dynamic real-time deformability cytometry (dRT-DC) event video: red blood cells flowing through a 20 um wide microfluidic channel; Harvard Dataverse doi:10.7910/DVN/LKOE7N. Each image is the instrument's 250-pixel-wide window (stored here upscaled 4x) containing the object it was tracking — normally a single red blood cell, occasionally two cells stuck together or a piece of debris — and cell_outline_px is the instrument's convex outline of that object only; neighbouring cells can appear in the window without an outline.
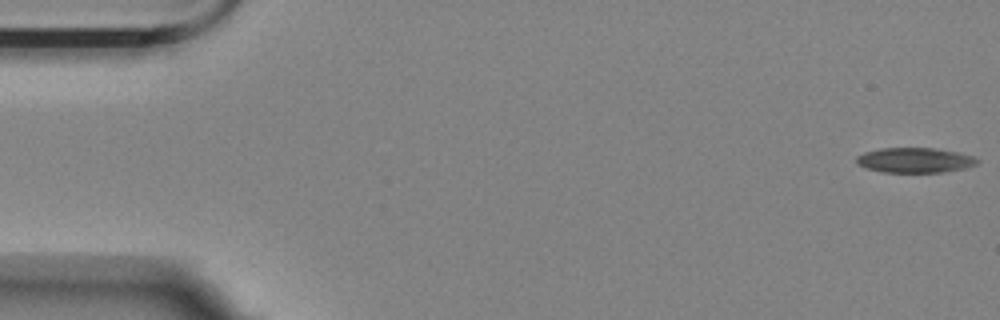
{"species": "Egyptian fruit bat (a non-hibernating species)", "species_latin": "Rousettus aegyptiacus", "temperature_condition": "room temperature", "stored_images_in_passage": 52, "camera_frame_rate_fps": 3000, "um_per_image_px": 0.085, "animal": {"sex": "female"}, "frame": {"image": 1, "passage_image": 1, "time_ms": 0.0, "image_size_px": [1000, 320], "cell_outline_px": [[980, 164], [968, 168], [944, 172], [884, 172], [864, 168], [856, 164], [856, 156], [864, 152], [880, 148], [936, 148], [956, 152], [972, 156], [980, 160]], "centroid_in_image_um": [77.77, 13.62], "position_along_channel_um": 7.2, "area_um2": 17.86}}
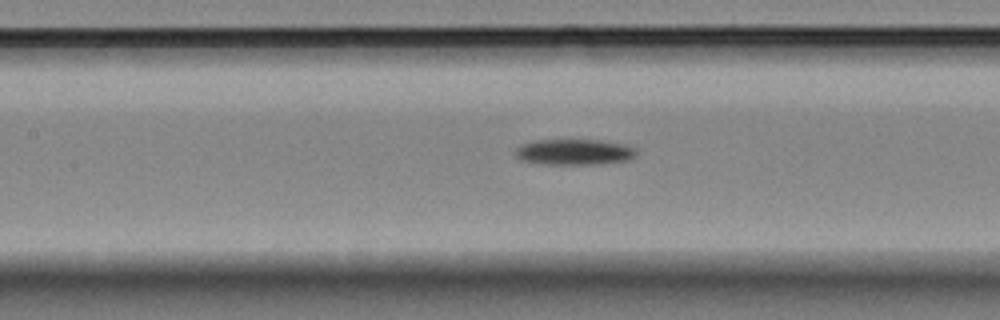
{"frame": {"image": 2, "passage_image": 25, "time_ms": 8.0, "image_size_px": [1000, 320], "cell_outline_px": [[636, 156], [632, 160], [600, 164], [544, 164], [520, 160], [512, 152], [520, 144], [532, 140], [600, 140], [624, 144], [636, 148]], "centroid_in_image_um": [48.8, 12.92], "position_along_channel_um": 158.6, "area_um2": 18.55}}
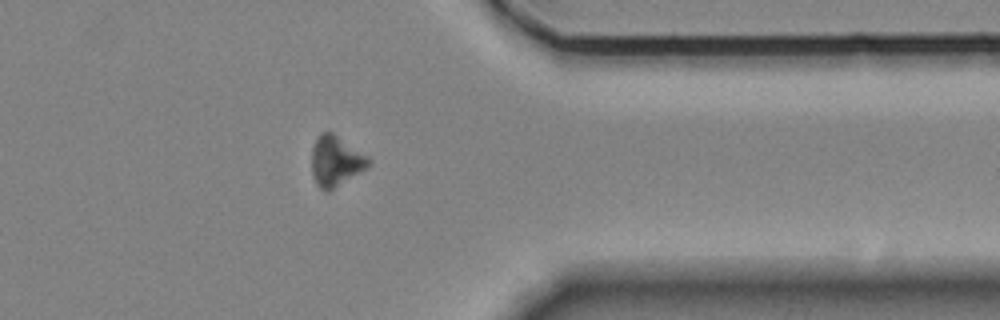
{"frame": {"image": 3, "passage_image": 45, "time_ms": 14.667, "image_size_px": [1000, 320], "cell_outline_px": [[372, 164], [368, 168], [328, 192], [324, 192], [316, 184], [312, 176], [312, 148], [316, 136], [320, 132], [332, 132], [368, 156], [372, 160]], "centroid_in_image_um": [28.54, 13.7], "position_along_channel_um": 382.9, "area_um2": 16.99}}